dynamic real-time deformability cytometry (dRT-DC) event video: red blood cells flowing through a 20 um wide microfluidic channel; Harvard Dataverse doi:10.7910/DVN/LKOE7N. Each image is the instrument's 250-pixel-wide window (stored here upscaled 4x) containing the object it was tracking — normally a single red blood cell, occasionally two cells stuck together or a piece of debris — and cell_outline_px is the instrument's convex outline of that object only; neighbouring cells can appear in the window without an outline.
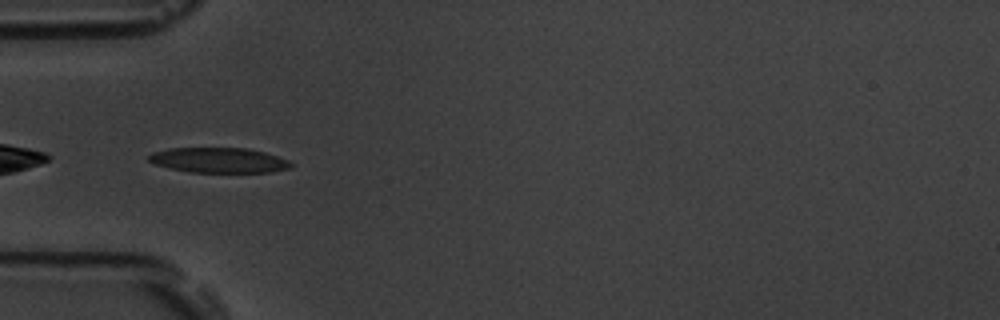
{"species": "common noctule bat (a hibernating species)", "species_latin": "Nyctalus noctula", "temperature_condition": "room temperature", "stored_images_in_passage": 28, "camera_frame_rate_fps": 3000, "um_per_image_px": 0.085, "animal": {"sex": "male", "body_mass_g": 19.5, "forearm_length_mm": 54.6}, "frame": {"image": 1, "passage_image": 1, "time_ms": 0.0, "image_size_px": [1000, 320], "cell_outline_px": [[292, 164], [288, 168], [272, 172], [188, 172], [156, 164], [148, 160], [148, 156], [152, 152], [168, 148], [248, 148], [264, 152], [288, 160]], "centroid_in_image_um": [18.58, 13.61], "position_along_channel_um": 66.4, "area_um2": 20.63}, "authors_computed_cell_mechanics": {"area_um2": 21.4438, "velocity_mm_per_s": 3.5814, "shape_relaxation_time_tau1_ms": 5.4422, "shape_relaxation_time_tau2_ms": 1.2806, "deformation_change_tau1": 0.1794, "deformation_change_tau2": 0.0902}}